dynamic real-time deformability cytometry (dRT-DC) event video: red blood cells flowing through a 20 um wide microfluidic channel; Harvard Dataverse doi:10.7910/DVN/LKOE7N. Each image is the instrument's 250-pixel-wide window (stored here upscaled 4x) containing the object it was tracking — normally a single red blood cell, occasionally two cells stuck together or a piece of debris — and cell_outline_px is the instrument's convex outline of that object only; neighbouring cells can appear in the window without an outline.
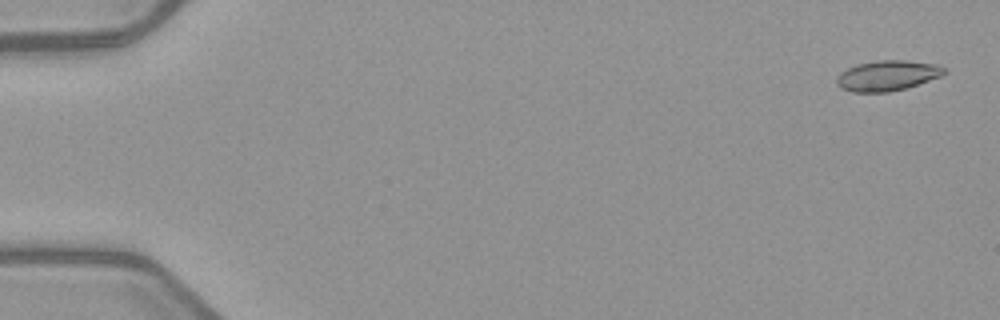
{"species": "common noctule bat (a hibernating species)", "species_latin": "Nyctalus noctula", "temperature_condition": "warm", "stored_images_in_passage": 5, "camera_frame_rate_fps": 3000, "um_per_image_px": 0.085, "animal": {"sex": "female", "body_mass_g": 21.9}, "frame": {"image": 1, "passage_image": 1, "time_ms": 0.0, "image_size_px": [1000, 320], "cell_outline_px": [[948, 72], [940, 76], [904, 88], [888, 92], [852, 92], [840, 88], [836, 84], [836, 76], [840, 72], [856, 64], [876, 60], [904, 60], [936, 64], [948, 68]], "centroid_in_image_um": [75.4, 6.41], "position_along_channel_um": 9.6, "area_um2": 19.07}}
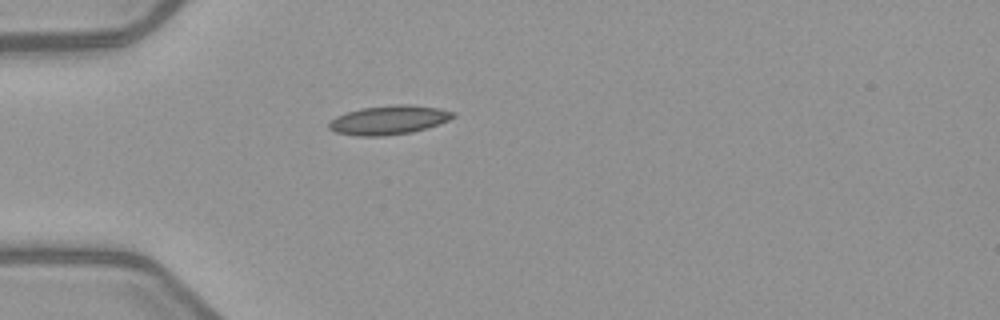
{"frame": {"image": 2, "passage_image": 5, "time_ms": 4.667, "image_size_px": [1000, 320], "cell_outline_px": [[456, 116], [448, 120], [412, 132], [384, 136], [356, 136], [336, 132], [328, 128], [328, 124], [336, 116], [360, 108], [392, 104], [408, 104], [440, 108], [456, 112]], "centroid_in_image_um": [33.05, 10.19], "position_along_channel_um": 52.0, "area_um2": 20.98}}